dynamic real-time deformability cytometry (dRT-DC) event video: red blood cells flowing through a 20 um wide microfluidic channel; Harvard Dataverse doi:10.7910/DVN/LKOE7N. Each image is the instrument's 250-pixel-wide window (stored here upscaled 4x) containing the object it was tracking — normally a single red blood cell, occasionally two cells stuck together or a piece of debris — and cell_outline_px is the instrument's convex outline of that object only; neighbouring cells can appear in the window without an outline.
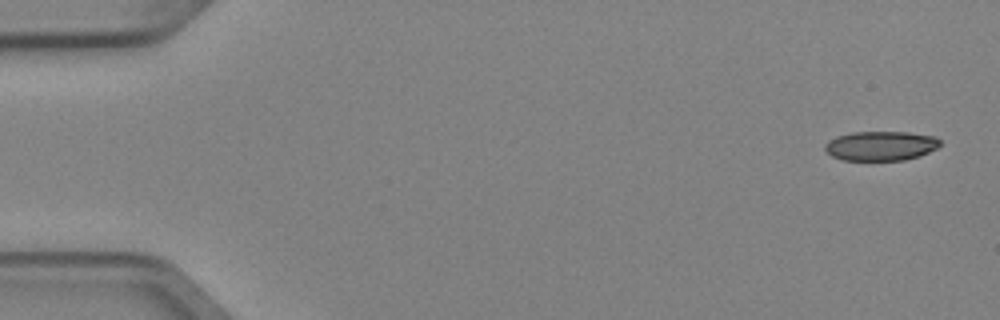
{"species": "Egyptian fruit bat (a non-hibernating species)", "species_latin": "Rousettus aegyptiacus", "temperature_condition": "cold", "stored_images_in_passage": 7, "camera_frame_rate_fps": 3000, "um_per_image_px": 0.085, "animal": {"sex": "female"}, "frame": {"image": 1, "passage_image": 1, "time_ms": 0.0, "image_size_px": [1000, 320], "cell_outline_px": [[940, 144], [936, 148], [920, 156], [904, 160], [844, 160], [832, 156], [824, 148], [824, 144], [828, 140], [836, 136], [852, 132], [908, 132], [936, 136], [940, 140]], "centroid_in_image_um": [74.86, 12.39], "position_along_channel_um": 10.1, "area_um2": 19.83}}
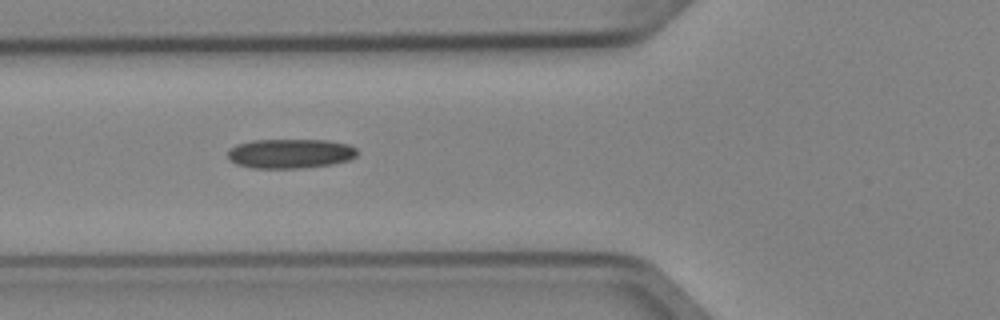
{"frame": {"image": 2, "passage_image": 6, "time_ms": 1.667, "image_size_px": [1000, 320], "cell_outline_px": [[356, 156], [348, 160], [332, 164], [304, 168], [252, 168], [236, 164], [228, 160], [228, 148], [236, 144], [252, 140], [328, 140], [348, 144], [356, 148]], "centroid_in_image_um": [24.63, 13.05], "position_along_channel_um": 101.2, "area_um2": 22.43}}
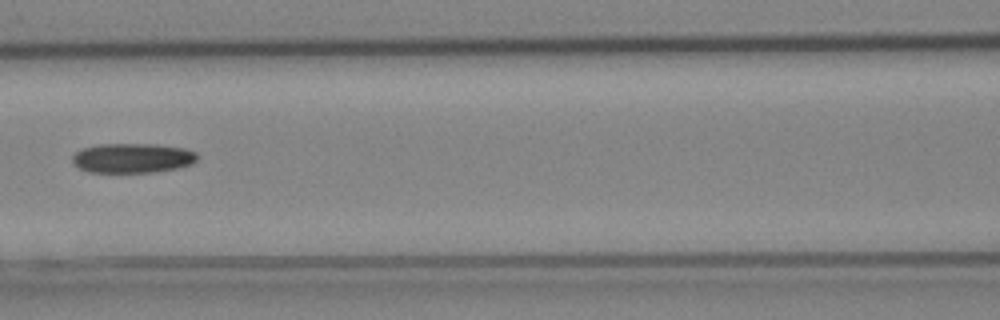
{"frame": {"image": 3, "passage_image": 7, "time_ms": 2.0, "image_size_px": [1000, 320], "cell_outline_px": [[196, 160], [192, 164], [176, 168], [156, 172], [88, 172], [72, 164], [72, 156], [76, 152], [84, 148], [100, 144], [156, 144], [184, 148], [196, 152]], "centroid_in_image_um": [11.25, 13.43], "position_along_channel_um": 155.4, "area_um2": 21.56}}